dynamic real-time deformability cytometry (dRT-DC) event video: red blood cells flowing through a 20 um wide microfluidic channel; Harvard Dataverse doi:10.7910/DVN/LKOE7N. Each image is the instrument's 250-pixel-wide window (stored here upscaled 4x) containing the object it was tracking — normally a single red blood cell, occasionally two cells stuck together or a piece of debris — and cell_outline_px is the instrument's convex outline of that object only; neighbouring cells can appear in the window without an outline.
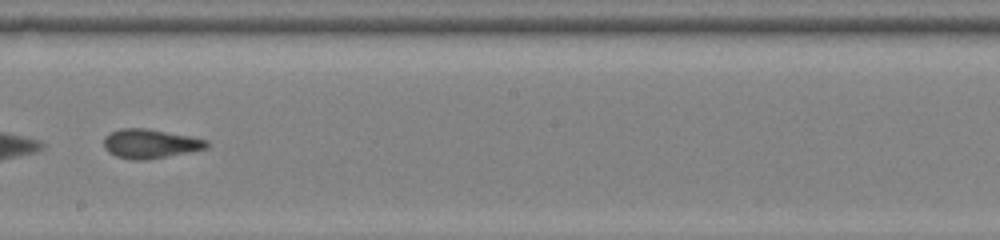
{"species": "common noctule bat (a hibernating species)", "species_latin": "Nyctalus noctula", "temperature_condition": "room temperature", "stored_images_in_passage": 40, "segment_of_instrument_passage": [2, 2], "camera_frame_rate_fps": 3000, "um_per_image_px": 0.085, "animal": {"sex": "female", "body_mass_g": 22.0, "forearm_length_mm": 56.7}, "frame": {"image": 1, "passage_image": 21, "time_ms": 6.667, "image_size_px": [1000, 240], "cell_outline_px": [[208, 148], [188, 152], [144, 160], [132, 160], [116, 156], [108, 152], [104, 148], [104, 136], [120, 128], [148, 128], [208, 140]], "centroid_in_image_um": [12.74, 12.21], "position_along_channel_um": 235.5, "area_um2": 17.4}}
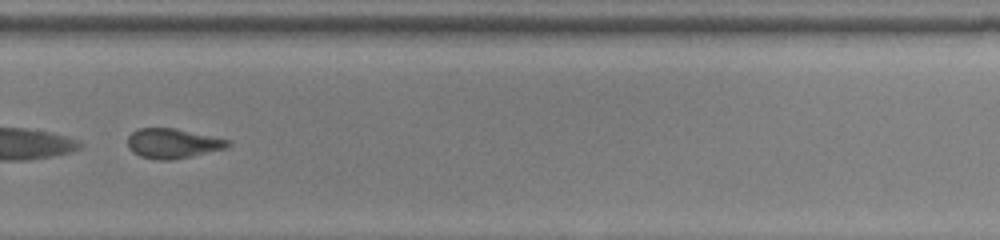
{"frame": {"image": 2, "passage_image": 27, "time_ms": 8.667, "image_size_px": [1000, 240], "cell_outline_px": [[232, 144], [228, 148], [192, 156], [172, 160], [156, 160], [140, 156], [132, 152], [128, 148], [128, 136], [136, 128], [176, 128], [228, 140]], "centroid_in_image_um": [14.67, 12.19], "position_along_channel_um": 315.1, "area_um2": 17.51}}
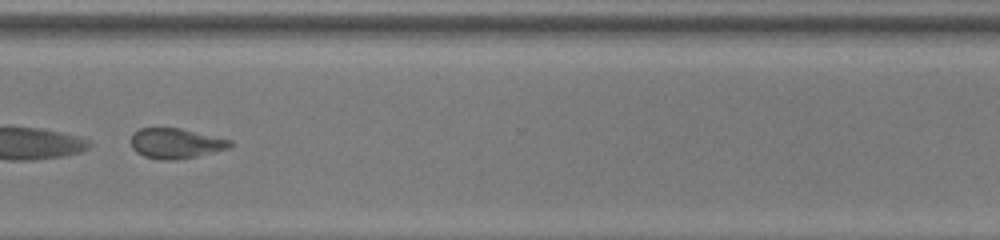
{"frame": {"image": 3, "passage_image": 30, "time_ms": 9.667, "image_size_px": [1000, 240], "cell_outline_px": [[232, 144], [228, 148], [196, 156], [176, 160], [160, 160], [144, 156], [136, 152], [132, 148], [132, 136], [140, 128], [180, 128], [232, 140]], "centroid_in_image_um": [14.93, 12.19], "position_along_channel_um": 355.7, "area_um2": 17.22}}